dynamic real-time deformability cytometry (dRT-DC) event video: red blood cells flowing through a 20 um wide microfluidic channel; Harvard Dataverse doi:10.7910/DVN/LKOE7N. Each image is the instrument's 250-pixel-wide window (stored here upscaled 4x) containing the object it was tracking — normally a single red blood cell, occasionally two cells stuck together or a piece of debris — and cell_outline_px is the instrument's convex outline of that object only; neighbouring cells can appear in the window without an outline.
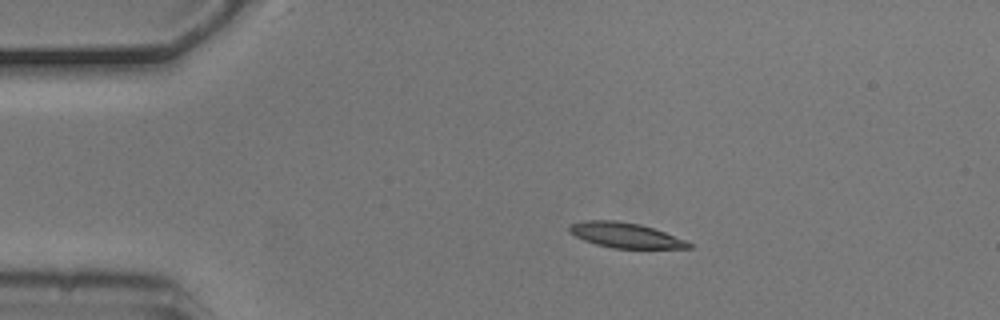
{"species": "common noctule bat (a hibernating species)", "species_latin": "Nyctalus noctula", "temperature_condition": "cold", "stored_images_in_passage": 4, "camera_frame_rate_fps": 3000, "um_per_image_px": 0.085, "animal": {"sex": "male", "body_mass_g": 20.5, "forearm_length_mm": 52.5}, "frame": {"image": 1, "passage_image": 3, "time_ms": 0.667, "image_size_px": [1000, 320], "cell_outline_px": [[692, 248], [612, 248], [596, 244], [584, 240], [568, 232], [568, 224], [584, 220], [616, 220], [640, 224], [664, 232], [684, 240], [692, 244]], "centroid_in_image_um": [53.09, 19.98], "position_along_channel_um": 31.9, "area_um2": 17.4}}